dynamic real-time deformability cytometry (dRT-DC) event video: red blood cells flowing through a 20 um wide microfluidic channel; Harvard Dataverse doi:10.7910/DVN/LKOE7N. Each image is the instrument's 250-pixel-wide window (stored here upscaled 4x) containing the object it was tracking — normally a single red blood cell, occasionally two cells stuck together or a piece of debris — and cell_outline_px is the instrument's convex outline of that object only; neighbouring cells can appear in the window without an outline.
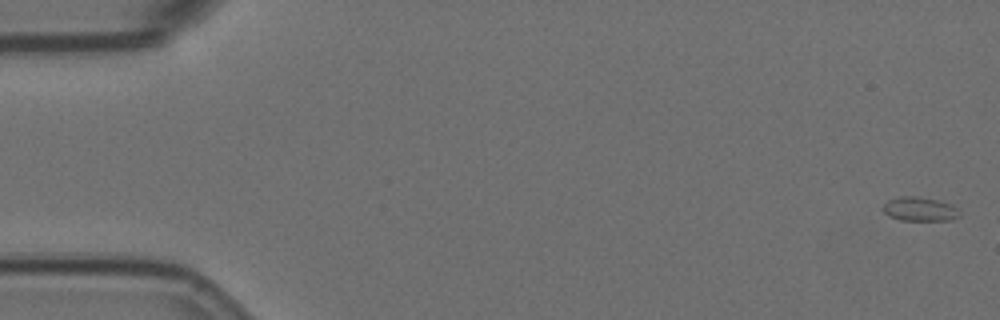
{"species": "Egyptian fruit bat (a non-hibernating species)", "species_latin": "Rousettus aegyptiacus", "temperature_condition": "room temperature", "stored_images_in_passage": 5, "camera_frame_rate_fps": 3000, "um_per_image_px": 0.085, "animal": {"sex": "female"}, "frame": {"image": 1, "passage_image": 1, "time_ms": 0.0, "image_size_px": [1000, 320], "cell_outline_px": [[960, 216], [948, 220], [900, 220], [888, 216], [884, 212], [884, 204], [888, 200], [900, 196], [916, 196], [936, 200], [948, 204], [956, 208]], "centroid_in_image_um": [78.13, 17.77], "position_along_channel_um": 6.9, "area_um2": 10.46}}